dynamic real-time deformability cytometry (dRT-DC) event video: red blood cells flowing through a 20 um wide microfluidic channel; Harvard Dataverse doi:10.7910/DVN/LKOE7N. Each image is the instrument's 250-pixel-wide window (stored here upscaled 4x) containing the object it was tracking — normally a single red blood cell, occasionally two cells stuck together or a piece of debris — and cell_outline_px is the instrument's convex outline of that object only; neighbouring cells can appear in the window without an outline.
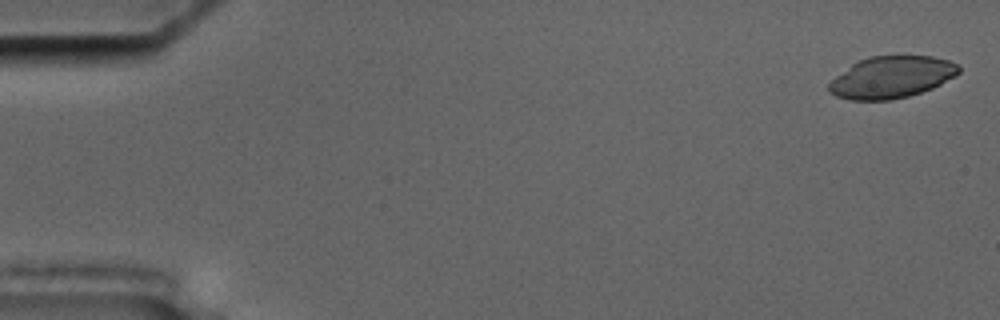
{"species": "common noctule bat (a hibernating species)", "species_latin": "Nyctalus noctula", "temperature_condition": "cold", "stored_images_in_passage": 56, "camera_frame_rate_fps": 3000, "um_per_image_px": 0.085, "animal": {"sex": "male", "body_mass_g": 17.5, "forearm_length_mm": 52.3}, "frame": {"image": 1, "passage_image": 2, "time_ms": 0.333, "image_size_px": [1000, 320], "cell_outline_px": [[960, 72], [956, 76], [932, 88], [908, 96], [888, 100], [848, 100], [836, 96], [828, 92], [828, 84], [836, 76], [852, 64], [868, 56], [932, 56], [948, 60], [956, 64], [960, 68]], "centroid_in_image_um": [75.77, 6.56], "position_along_channel_um": 9.2, "area_um2": 31.56}}